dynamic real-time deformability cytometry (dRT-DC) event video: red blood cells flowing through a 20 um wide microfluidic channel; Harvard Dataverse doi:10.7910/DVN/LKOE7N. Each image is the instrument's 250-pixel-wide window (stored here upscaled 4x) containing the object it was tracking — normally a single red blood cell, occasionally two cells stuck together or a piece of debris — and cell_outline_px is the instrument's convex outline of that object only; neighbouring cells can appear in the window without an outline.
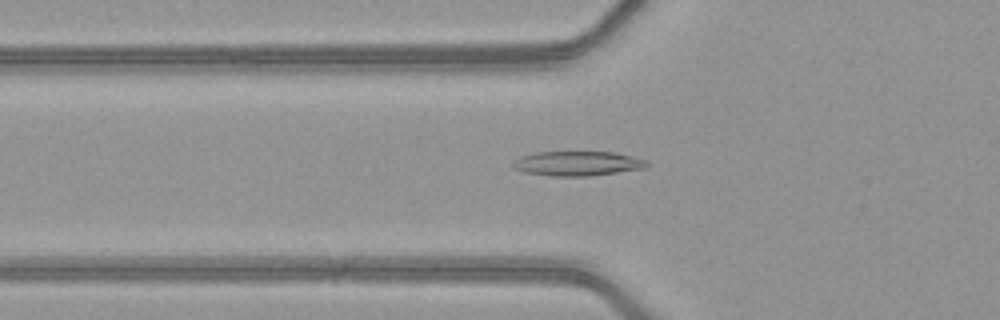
{"species": "common noctule bat (a hibernating species)", "species_latin": "Nyctalus noctula", "temperature_condition": "warm", "stored_images_in_passage": 51, "camera_frame_rate_fps": 3000, "um_per_image_px": 0.085, "animal": {"sex": "female", "body_mass_g": 21.9}, "frame": {"image": 1, "passage_image": 19, "time_ms": 6.0, "image_size_px": [1000, 320], "cell_outline_px": [[648, 164], [644, 168], [588, 176], [552, 176], [524, 172], [512, 168], [512, 164], [520, 156], [536, 152], [616, 152], [648, 160]], "centroid_in_image_um": [49.07, 13.89], "position_along_channel_um": 76.7, "area_um2": 19.13}}
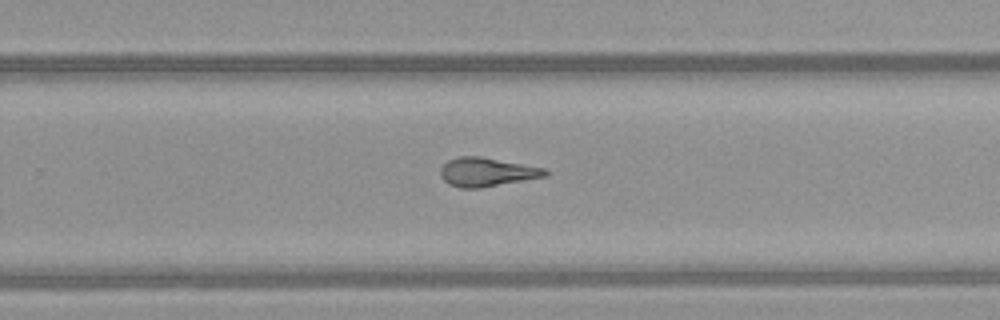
{"frame": {"image": 2, "passage_image": 34, "time_ms": 11.0, "image_size_px": [1000, 320], "cell_outline_px": [[548, 176], [480, 188], [460, 188], [448, 184], [440, 176], [440, 168], [448, 160], [460, 156], [480, 156], [544, 168], [548, 172]], "centroid_in_image_um": [41.35, 14.63], "position_along_channel_um": 288.4, "area_um2": 17.57}}
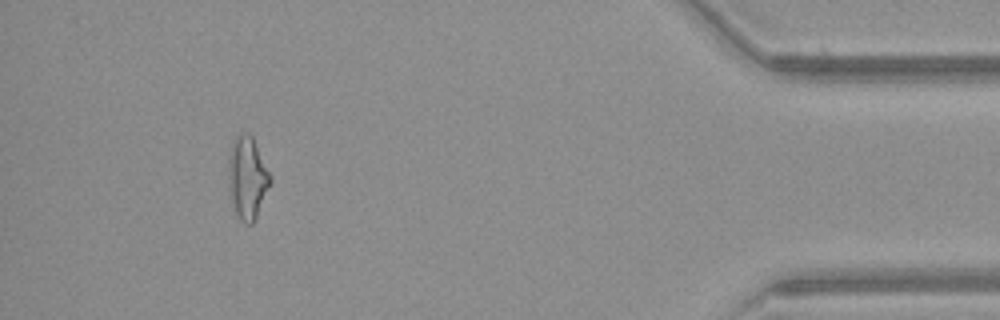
{"frame": {"image": 3, "passage_image": 47, "time_ms": 15.333, "image_size_px": [1000, 320], "cell_outline_px": [[272, 180], [256, 220], [252, 224], [244, 224], [240, 220], [236, 212], [228, 188], [228, 156], [232, 144], [236, 136], [240, 132], [248, 132], [252, 136], [272, 176]], "centroid_in_image_um": [21.03, 15.11], "position_along_channel_um": 414.2, "area_um2": 20.4}, "authors_computed_cell_mechanics": {"area_um2": 18.2648, "velocity_mm_per_s": 4.2055, "shape_relaxation_time_tau1_ms": null, "shape_relaxation_time_tau2_ms": 2.9673, "deformation_change_tau1": null, "deformation_change_tau2": 0.1263}}